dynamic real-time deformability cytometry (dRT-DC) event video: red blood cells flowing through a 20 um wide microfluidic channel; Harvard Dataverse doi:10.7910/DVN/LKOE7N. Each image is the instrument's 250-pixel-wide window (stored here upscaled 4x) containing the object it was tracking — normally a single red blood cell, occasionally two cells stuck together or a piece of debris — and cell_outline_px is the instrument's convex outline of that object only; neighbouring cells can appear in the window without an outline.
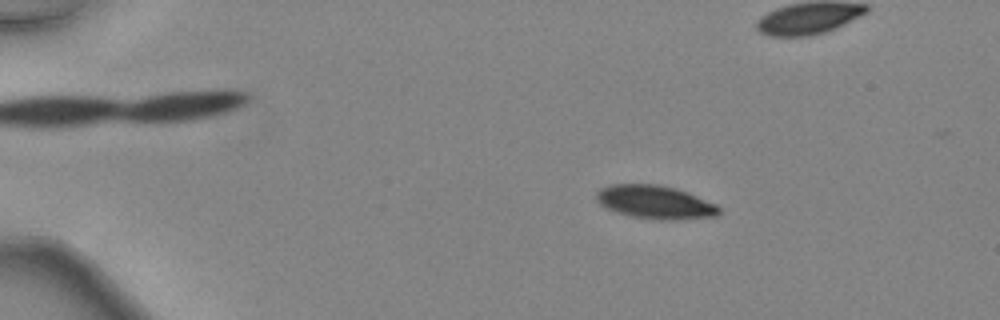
{"species": "common noctule bat (a hibernating species)", "species_latin": "Nyctalus noctula", "temperature_condition": "warm", "stored_images_in_passage": 48, "camera_frame_rate_fps": 3000, "um_per_image_px": 0.085, "animal": {"sex": "female", "body_mass_g": 24.6, "forearm_length_mm": 56.2}, "frame": {"image": 1, "passage_image": 9, "time_ms": 2.667, "image_size_px": [1000, 320], "cell_outline_px": [[720, 212], [716, 216], [672, 220], [660, 220], [632, 216], [616, 212], [600, 204], [596, 200], [596, 192], [600, 188], [612, 184], [660, 184], [676, 188], [688, 192], [716, 204], [720, 208]], "centroid_in_image_um": [55.68, 17.17], "position_along_channel_um": 29.3, "area_um2": 23.87}}
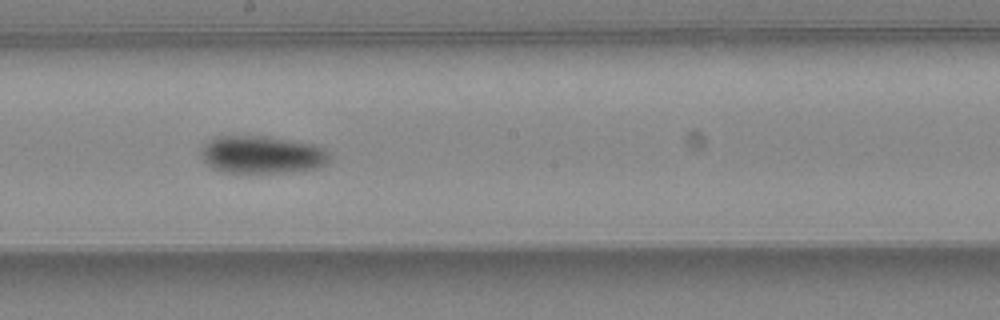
{"frame": {"image": 2, "passage_image": 28, "time_ms": 9.0, "image_size_px": [1000, 320], "cell_outline_px": [[328, 160], [324, 164], [316, 168], [292, 172], [224, 172], [212, 168], [200, 156], [200, 148], [208, 140], [216, 136], [268, 136], [312, 144], [324, 148], [328, 152]], "centroid_in_image_um": [22.22, 13.14], "position_along_channel_um": 226.0, "area_um2": 28.15}}
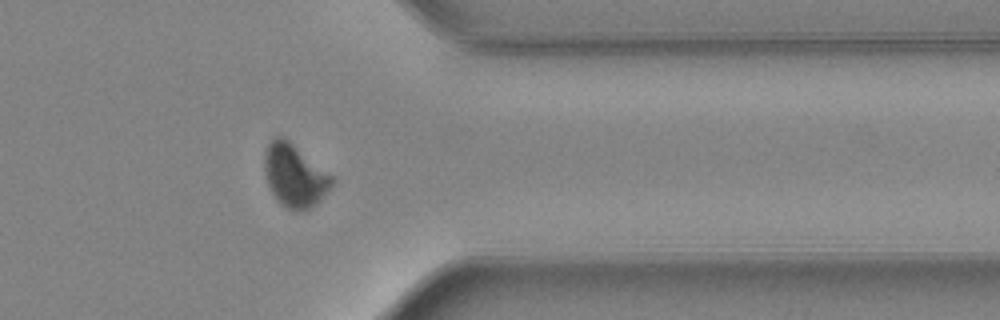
{"frame": {"image": 3, "passage_image": 39, "time_ms": 12.667, "image_size_px": [1000, 320], "cell_outline_px": [[336, 180], [316, 204], [300, 212], [288, 208], [280, 204], [276, 200], [268, 184], [264, 172], [264, 152], [272, 136], [284, 136], [332, 176]], "centroid_in_image_um": [25.01, 14.9], "position_along_channel_um": 386.4, "area_um2": 24.62}, "authors_computed_cell_mechanics": {"area_um2": 25.3742, "velocity_mm_per_s": 4.5557, "shape_relaxation_time_tau1_ms": 2.8288, "shape_relaxation_time_tau2_ms": null, "deformation_change_tau1": 0.1201, "deformation_change_tau2": null}}